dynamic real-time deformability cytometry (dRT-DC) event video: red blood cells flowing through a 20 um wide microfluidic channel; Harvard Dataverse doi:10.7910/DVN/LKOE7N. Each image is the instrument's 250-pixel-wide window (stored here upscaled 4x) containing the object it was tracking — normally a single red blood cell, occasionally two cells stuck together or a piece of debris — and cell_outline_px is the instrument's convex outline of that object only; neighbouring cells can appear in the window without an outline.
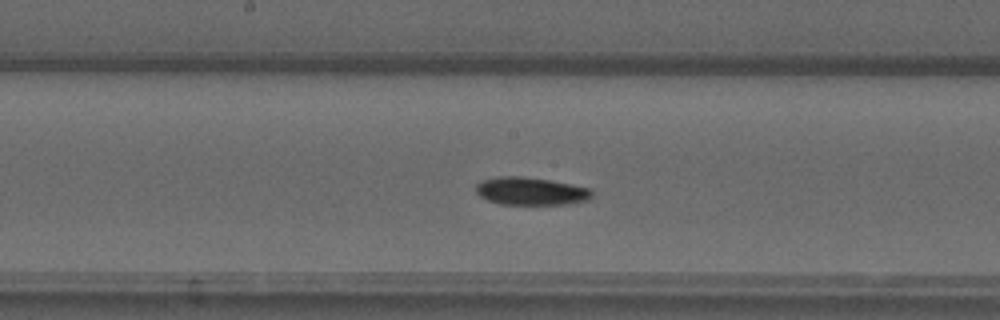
{"species": "common noctule bat (a hibernating species)", "species_latin": "Nyctalus noctula", "temperature_condition": "warm", "stored_images_in_passage": 52, "segment_of_instrument_passage": [1, 2], "camera_frame_rate_fps": 3000, "um_per_image_px": 0.085, "animal": {"sex": "male", "forearm_length_mm": 52.5}, "frame": {"image": 1, "passage_image": 24, "time_ms": 7.667, "image_size_px": [1000, 320], "cell_outline_px": [[592, 196], [588, 200], [568, 204], [500, 204], [488, 200], [480, 196], [476, 192], [476, 184], [480, 180], [500, 176], [520, 176], [548, 180], [592, 188]], "centroid_in_image_um": [45.11, 16.25], "position_along_channel_um": 203.1, "area_um2": 18.79}}
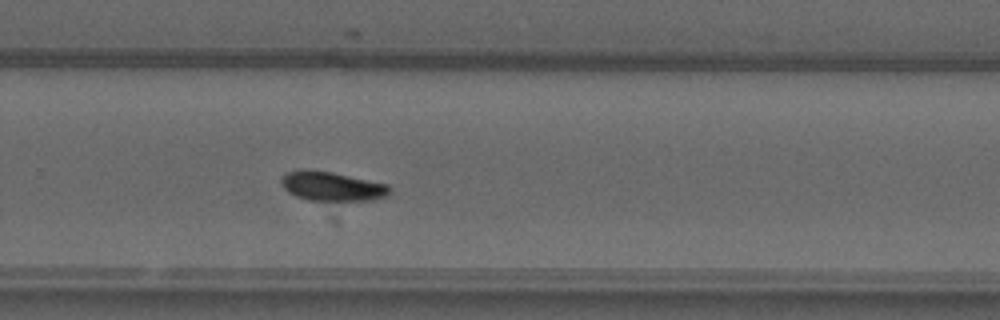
{"frame": {"image": 2, "passage_image": 32, "time_ms": 10.333, "image_size_px": [1000, 320], "cell_outline_px": [[392, 192], [388, 196], [376, 200], [308, 200], [296, 196], [288, 192], [284, 188], [280, 180], [284, 172], [304, 168], [308, 168], [332, 172], [388, 184], [392, 188]], "centroid_in_image_um": [28.22, 15.82], "position_along_channel_um": 301.6, "area_um2": 18.84}}
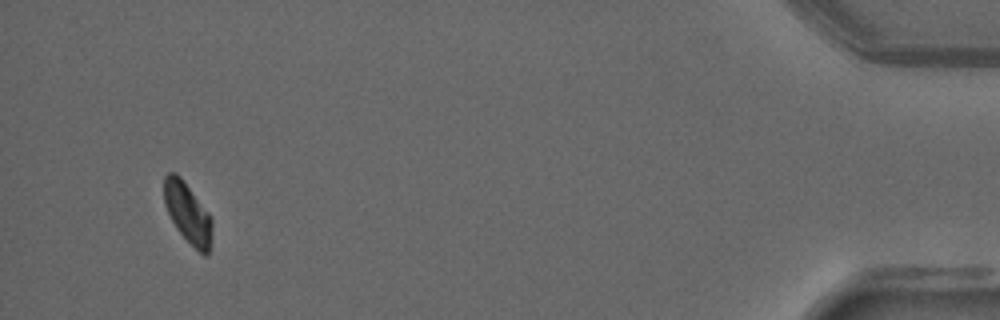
{"frame": {"image": 3, "passage_image": 48, "time_ms": 15.667, "image_size_px": [1000, 320], "cell_outline_px": [[212, 224], [208, 256], [204, 256], [176, 228], [164, 204], [164, 176], [168, 172], [176, 172], [180, 176], [208, 212], [212, 220]], "centroid_in_image_um": [15.94, 18.07], "position_along_channel_um": 419.3, "area_um2": 16.53}}